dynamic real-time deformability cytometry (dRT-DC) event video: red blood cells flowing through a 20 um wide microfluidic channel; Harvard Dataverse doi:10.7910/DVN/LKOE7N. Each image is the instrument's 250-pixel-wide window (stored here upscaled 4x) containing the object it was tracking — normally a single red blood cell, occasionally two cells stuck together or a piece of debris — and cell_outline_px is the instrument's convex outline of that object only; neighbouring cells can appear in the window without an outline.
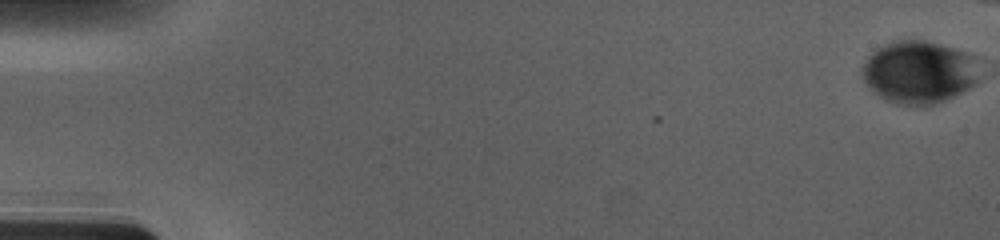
{"species": "human", "species_latin": "Homo sapiens", "temperature_condition": "cold", "stored_images_in_passage": 51, "camera_frame_rate_fps": 3000, "um_per_image_px": 0.085, "donor": {"sex": "male"}, "frame": {"image": 1, "passage_image": 1, "time_ms": 0.0, "image_size_px": [1000, 240], "cell_outline_px": [[976, 84], [936, 104], [896, 104], [872, 92], [864, 80], [864, 64], [868, 56], [876, 48], [892, 40], [924, 40], [940, 44], [964, 52], [972, 56], [976, 80]], "centroid_in_image_um": [78.04, 6.12], "position_along_channel_um": 7.0, "area_um2": 41.85}}
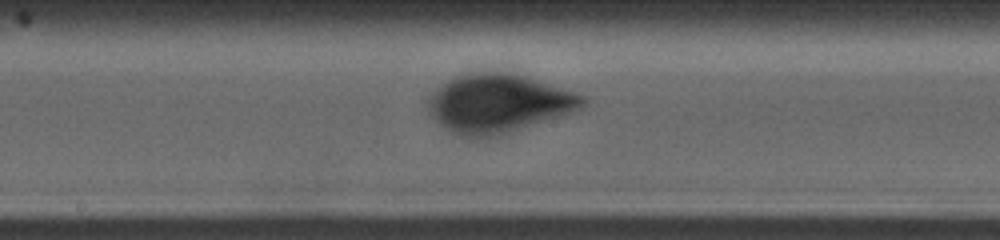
{"frame": {"image": 2, "passage_image": 32, "time_ms": 10.333, "image_size_px": [1000, 240], "cell_outline_px": [[584, 104], [568, 112], [556, 116], [488, 136], [464, 136], [452, 132], [436, 120], [432, 116], [424, 104], [428, 96], [448, 80], [460, 76], [520, 76], [584, 96]], "centroid_in_image_um": [42.23, 8.82], "position_along_channel_um": 206.0, "area_um2": 48.73}}
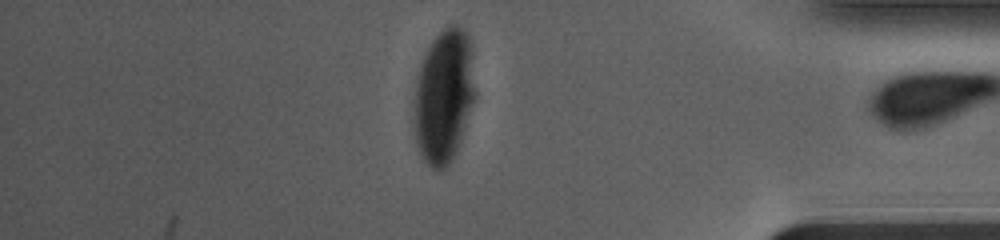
{"frame": {"image": 3, "passage_image": 50, "time_ms": 16.333, "image_size_px": [1000, 240], "cell_outline_px": [[476, 96], [460, 144], [456, 152], [448, 164], [440, 172], [436, 172], [424, 160], [416, 144], [412, 104], [416, 80], [420, 64], [432, 40], [448, 24], [456, 24], [468, 36], [472, 44], [476, 92]], "centroid_in_image_um": [37.73, 8.18], "position_along_channel_um": 397.5, "area_um2": 48.67}, "authors_computed_cell_mechanics": {"area_um2": 48.2052, "velocity_mm_per_s": 3.6742, "shape_relaxation_time_tau1_ms": 11.198, "shape_relaxation_time_tau2_ms": null, "deformation_change_tau1": 0.2498, "deformation_change_tau2": null}}